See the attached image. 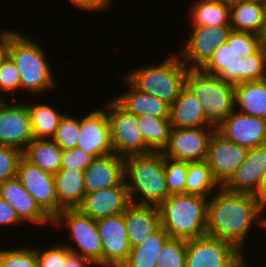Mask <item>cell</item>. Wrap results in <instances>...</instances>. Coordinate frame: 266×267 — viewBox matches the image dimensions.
Returning a JSON list of instances; mask_svg holds the SVG:
<instances>
[{
	"label": "cell",
	"mask_w": 266,
	"mask_h": 267,
	"mask_svg": "<svg viewBox=\"0 0 266 267\" xmlns=\"http://www.w3.org/2000/svg\"><path fill=\"white\" fill-rule=\"evenodd\" d=\"M263 215L255 195L233 193L220 187L208 198L206 234L230 242L243 252L255 224L265 229Z\"/></svg>",
	"instance_id": "1"
},
{
	"label": "cell",
	"mask_w": 266,
	"mask_h": 267,
	"mask_svg": "<svg viewBox=\"0 0 266 267\" xmlns=\"http://www.w3.org/2000/svg\"><path fill=\"white\" fill-rule=\"evenodd\" d=\"M164 161L161 151L123 158L124 181L132 203L159 206L169 196Z\"/></svg>",
	"instance_id": "2"
},
{
	"label": "cell",
	"mask_w": 266,
	"mask_h": 267,
	"mask_svg": "<svg viewBox=\"0 0 266 267\" xmlns=\"http://www.w3.org/2000/svg\"><path fill=\"white\" fill-rule=\"evenodd\" d=\"M20 33L10 29L9 57L19 71L21 90L36 96L54 89L56 79L45 51L37 40Z\"/></svg>",
	"instance_id": "3"
},
{
	"label": "cell",
	"mask_w": 266,
	"mask_h": 267,
	"mask_svg": "<svg viewBox=\"0 0 266 267\" xmlns=\"http://www.w3.org/2000/svg\"><path fill=\"white\" fill-rule=\"evenodd\" d=\"M208 198L194 194L169 195L159 206L161 227L170 238L190 240L206 234Z\"/></svg>",
	"instance_id": "4"
},
{
	"label": "cell",
	"mask_w": 266,
	"mask_h": 267,
	"mask_svg": "<svg viewBox=\"0 0 266 267\" xmlns=\"http://www.w3.org/2000/svg\"><path fill=\"white\" fill-rule=\"evenodd\" d=\"M170 55L158 64L131 69L125 78L139 91L171 105L185 86L189 68L182 62L177 52Z\"/></svg>",
	"instance_id": "5"
},
{
	"label": "cell",
	"mask_w": 266,
	"mask_h": 267,
	"mask_svg": "<svg viewBox=\"0 0 266 267\" xmlns=\"http://www.w3.org/2000/svg\"><path fill=\"white\" fill-rule=\"evenodd\" d=\"M185 86L203 106L206 120L217 128L234 110L235 85L200 69H189Z\"/></svg>",
	"instance_id": "6"
},
{
	"label": "cell",
	"mask_w": 266,
	"mask_h": 267,
	"mask_svg": "<svg viewBox=\"0 0 266 267\" xmlns=\"http://www.w3.org/2000/svg\"><path fill=\"white\" fill-rule=\"evenodd\" d=\"M52 227H65L72 241V244L65 246L91 261L96 267H102V246L96 220L79 209H64L52 220Z\"/></svg>",
	"instance_id": "7"
},
{
	"label": "cell",
	"mask_w": 266,
	"mask_h": 267,
	"mask_svg": "<svg viewBox=\"0 0 266 267\" xmlns=\"http://www.w3.org/2000/svg\"><path fill=\"white\" fill-rule=\"evenodd\" d=\"M106 102L103 107L110 122L111 144L114 154L125 158L152 152L145 144L142 133L138 129L137 116L128 113L113 97Z\"/></svg>",
	"instance_id": "8"
},
{
	"label": "cell",
	"mask_w": 266,
	"mask_h": 267,
	"mask_svg": "<svg viewBox=\"0 0 266 267\" xmlns=\"http://www.w3.org/2000/svg\"><path fill=\"white\" fill-rule=\"evenodd\" d=\"M243 256L232 243L207 234L186 240L185 267H235Z\"/></svg>",
	"instance_id": "9"
},
{
	"label": "cell",
	"mask_w": 266,
	"mask_h": 267,
	"mask_svg": "<svg viewBox=\"0 0 266 267\" xmlns=\"http://www.w3.org/2000/svg\"><path fill=\"white\" fill-rule=\"evenodd\" d=\"M16 177L40 208L53 220L63 209L58 205L55 193L54 174L20 158Z\"/></svg>",
	"instance_id": "10"
},
{
	"label": "cell",
	"mask_w": 266,
	"mask_h": 267,
	"mask_svg": "<svg viewBox=\"0 0 266 267\" xmlns=\"http://www.w3.org/2000/svg\"><path fill=\"white\" fill-rule=\"evenodd\" d=\"M191 34L178 55L189 69H199L214 50L226 43L232 28L230 25L191 27Z\"/></svg>",
	"instance_id": "11"
},
{
	"label": "cell",
	"mask_w": 266,
	"mask_h": 267,
	"mask_svg": "<svg viewBox=\"0 0 266 267\" xmlns=\"http://www.w3.org/2000/svg\"><path fill=\"white\" fill-rule=\"evenodd\" d=\"M214 127L172 128L163 156L178 161H206L209 140Z\"/></svg>",
	"instance_id": "12"
},
{
	"label": "cell",
	"mask_w": 266,
	"mask_h": 267,
	"mask_svg": "<svg viewBox=\"0 0 266 267\" xmlns=\"http://www.w3.org/2000/svg\"><path fill=\"white\" fill-rule=\"evenodd\" d=\"M249 149L226 139L217 130L209 140L206 162L220 187H223L245 161Z\"/></svg>",
	"instance_id": "13"
},
{
	"label": "cell",
	"mask_w": 266,
	"mask_h": 267,
	"mask_svg": "<svg viewBox=\"0 0 266 267\" xmlns=\"http://www.w3.org/2000/svg\"><path fill=\"white\" fill-rule=\"evenodd\" d=\"M8 100V101H7ZM0 100V146L24 151L34 139L26 103Z\"/></svg>",
	"instance_id": "14"
},
{
	"label": "cell",
	"mask_w": 266,
	"mask_h": 267,
	"mask_svg": "<svg viewBox=\"0 0 266 267\" xmlns=\"http://www.w3.org/2000/svg\"><path fill=\"white\" fill-rule=\"evenodd\" d=\"M102 246V267H121L130 252L124 213L96 220Z\"/></svg>",
	"instance_id": "15"
},
{
	"label": "cell",
	"mask_w": 266,
	"mask_h": 267,
	"mask_svg": "<svg viewBox=\"0 0 266 267\" xmlns=\"http://www.w3.org/2000/svg\"><path fill=\"white\" fill-rule=\"evenodd\" d=\"M77 147L95 158L114 154L110 122L105 109L100 107L80 118V136Z\"/></svg>",
	"instance_id": "16"
},
{
	"label": "cell",
	"mask_w": 266,
	"mask_h": 267,
	"mask_svg": "<svg viewBox=\"0 0 266 267\" xmlns=\"http://www.w3.org/2000/svg\"><path fill=\"white\" fill-rule=\"evenodd\" d=\"M216 130L229 141L248 149L266 144V120L260 117L233 110Z\"/></svg>",
	"instance_id": "17"
},
{
	"label": "cell",
	"mask_w": 266,
	"mask_h": 267,
	"mask_svg": "<svg viewBox=\"0 0 266 267\" xmlns=\"http://www.w3.org/2000/svg\"><path fill=\"white\" fill-rule=\"evenodd\" d=\"M131 203L126 183L100 191L86 193L82 204L77 208L94 220L119 215Z\"/></svg>",
	"instance_id": "18"
},
{
	"label": "cell",
	"mask_w": 266,
	"mask_h": 267,
	"mask_svg": "<svg viewBox=\"0 0 266 267\" xmlns=\"http://www.w3.org/2000/svg\"><path fill=\"white\" fill-rule=\"evenodd\" d=\"M0 197L14 208L22 223L30 222L40 227L52 226V219L40 208L16 176L0 184Z\"/></svg>",
	"instance_id": "19"
},
{
	"label": "cell",
	"mask_w": 266,
	"mask_h": 267,
	"mask_svg": "<svg viewBox=\"0 0 266 267\" xmlns=\"http://www.w3.org/2000/svg\"><path fill=\"white\" fill-rule=\"evenodd\" d=\"M266 174V144L250 148L245 161L223 186L233 193L255 195Z\"/></svg>",
	"instance_id": "20"
},
{
	"label": "cell",
	"mask_w": 266,
	"mask_h": 267,
	"mask_svg": "<svg viewBox=\"0 0 266 267\" xmlns=\"http://www.w3.org/2000/svg\"><path fill=\"white\" fill-rule=\"evenodd\" d=\"M124 220L130 248L142 244L161 227L159 209L155 205L131 202L124 212Z\"/></svg>",
	"instance_id": "21"
},
{
	"label": "cell",
	"mask_w": 266,
	"mask_h": 267,
	"mask_svg": "<svg viewBox=\"0 0 266 267\" xmlns=\"http://www.w3.org/2000/svg\"><path fill=\"white\" fill-rule=\"evenodd\" d=\"M124 180L123 158L116 154L97 157L84 170L86 193L119 185Z\"/></svg>",
	"instance_id": "22"
},
{
	"label": "cell",
	"mask_w": 266,
	"mask_h": 267,
	"mask_svg": "<svg viewBox=\"0 0 266 267\" xmlns=\"http://www.w3.org/2000/svg\"><path fill=\"white\" fill-rule=\"evenodd\" d=\"M169 121L172 128L213 127L206 120L202 104L186 86L170 105Z\"/></svg>",
	"instance_id": "23"
},
{
	"label": "cell",
	"mask_w": 266,
	"mask_h": 267,
	"mask_svg": "<svg viewBox=\"0 0 266 267\" xmlns=\"http://www.w3.org/2000/svg\"><path fill=\"white\" fill-rule=\"evenodd\" d=\"M266 21V1L241 0L230 4L232 31L262 35Z\"/></svg>",
	"instance_id": "24"
},
{
	"label": "cell",
	"mask_w": 266,
	"mask_h": 267,
	"mask_svg": "<svg viewBox=\"0 0 266 267\" xmlns=\"http://www.w3.org/2000/svg\"><path fill=\"white\" fill-rule=\"evenodd\" d=\"M124 82L127 83L129 89L124 93L113 96V99L128 113L135 116L149 115L161 119H169L170 105L165 101L139 91L126 78Z\"/></svg>",
	"instance_id": "25"
},
{
	"label": "cell",
	"mask_w": 266,
	"mask_h": 267,
	"mask_svg": "<svg viewBox=\"0 0 266 267\" xmlns=\"http://www.w3.org/2000/svg\"><path fill=\"white\" fill-rule=\"evenodd\" d=\"M55 193L58 205L64 209H77L86 194L84 171L60 169L54 174Z\"/></svg>",
	"instance_id": "26"
},
{
	"label": "cell",
	"mask_w": 266,
	"mask_h": 267,
	"mask_svg": "<svg viewBox=\"0 0 266 267\" xmlns=\"http://www.w3.org/2000/svg\"><path fill=\"white\" fill-rule=\"evenodd\" d=\"M234 110L266 120V79L235 85Z\"/></svg>",
	"instance_id": "27"
},
{
	"label": "cell",
	"mask_w": 266,
	"mask_h": 267,
	"mask_svg": "<svg viewBox=\"0 0 266 267\" xmlns=\"http://www.w3.org/2000/svg\"><path fill=\"white\" fill-rule=\"evenodd\" d=\"M22 156L41 170L55 174L61 167L62 149L52 139H33Z\"/></svg>",
	"instance_id": "28"
},
{
	"label": "cell",
	"mask_w": 266,
	"mask_h": 267,
	"mask_svg": "<svg viewBox=\"0 0 266 267\" xmlns=\"http://www.w3.org/2000/svg\"><path fill=\"white\" fill-rule=\"evenodd\" d=\"M188 14L191 27L230 24V4L224 0H197Z\"/></svg>",
	"instance_id": "29"
},
{
	"label": "cell",
	"mask_w": 266,
	"mask_h": 267,
	"mask_svg": "<svg viewBox=\"0 0 266 267\" xmlns=\"http://www.w3.org/2000/svg\"><path fill=\"white\" fill-rule=\"evenodd\" d=\"M32 104V105H31ZM34 139H52L65 112L44 103H27ZM59 110V111H58Z\"/></svg>",
	"instance_id": "30"
},
{
	"label": "cell",
	"mask_w": 266,
	"mask_h": 267,
	"mask_svg": "<svg viewBox=\"0 0 266 267\" xmlns=\"http://www.w3.org/2000/svg\"><path fill=\"white\" fill-rule=\"evenodd\" d=\"M169 238L168 232L160 227L142 244L130 249L121 267H156L159 252Z\"/></svg>",
	"instance_id": "31"
},
{
	"label": "cell",
	"mask_w": 266,
	"mask_h": 267,
	"mask_svg": "<svg viewBox=\"0 0 266 267\" xmlns=\"http://www.w3.org/2000/svg\"><path fill=\"white\" fill-rule=\"evenodd\" d=\"M186 178L185 194H194L209 198L212 193L220 188L206 161L188 162Z\"/></svg>",
	"instance_id": "32"
},
{
	"label": "cell",
	"mask_w": 266,
	"mask_h": 267,
	"mask_svg": "<svg viewBox=\"0 0 266 267\" xmlns=\"http://www.w3.org/2000/svg\"><path fill=\"white\" fill-rule=\"evenodd\" d=\"M138 129L141 131L145 144L152 151H161L169 141L171 124L169 119L156 118L149 115L137 116Z\"/></svg>",
	"instance_id": "33"
},
{
	"label": "cell",
	"mask_w": 266,
	"mask_h": 267,
	"mask_svg": "<svg viewBox=\"0 0 266 267\" xmlns=\"http://www.w3.org/2000/svg\"><path fill=\"white\" fill-rule=\"evenodd\" d=\"M266 79V48L261 45L254 53L241 59V83Z\"/></svg>",
	"instance_id": "34"
},
{
	"label": "cell",
	"mask_w": 266,
	"mask_h": 267,
	"mask_svg": "<svg viewBox=\"0 0 266 267\" xmlns=\"http://www.w3.org/2000/svg\"><path fill=\"white\" fill-rule=\"evenodd\" d=\"M79 136L80 119L65 113L52 140L64 150L77 147Z\"/></svg>",
	"instance_id": "35"
},
{
	"label": "cell",
	"mask_w": 266,
	"mask_h": 267,
	"mask_svg": "<svg viewBox=\"0 0 266 267\" xmlns=\"http://www.w3.org/2000/svg\"><path fill=\"white\" fill-rule=\"evenodd\" d=\"M186 240L169 238L159 252L156 267H185Z\"/></svg>",
	"instance_id": "36"
},
{
	"label": "cell",
	"mask_w": 266,
	"mask_h": 267,
	"mask_svg": "<svg viewBox=\"0 0 266 267\" xmlns=\"http://www.w3.org/2000/svg\"><path fill=\"white\" fill-rule=\"evenodd\" d=\"M0 267H39L35 248L25 245L0 249Z\"/></svg>",
	"instance_id": "37"
},
{
	"label": "cell",
	"mask_w": 266,
	"mask_h": 267,
	"mask_svg": "<svg viewBox=\"0 0 266 267\" xmlns=\"http://www.w3.org/2000/svg\"><path fill=\"white\" fill-rule=\"evenodd\" d=\"M165 179L169 195L184 194L188 162L165 157Z\"/></svg>",
	"instance_id": "38"
},
{
	"label": "cell",
	"mask_w": 266,
	"mask_h": 267,
	"mask_svg": "<svg viewBox=\"0 0 266 267\" xmlns=\"http://www.w3.org/2000/svg\"><path fill=\"white\" fill-rule=\"evenodd\" d=\"M226 42L231 46L232 56L242 59L261 46V36L249 32L232 31Z\"/></svg>",
	"instance_id": "39"
},
{
	"label": "cell",
	"mask_w": 266,
	"mask_h": 267,
	"mask_svg": "<svg viewBox=\"0 0 266 267\" xmlns=\"http://www.w3.org/2000/svg\"><path fill=\"white\" fill-rule=\"evenodd\" d=\"M232 55L231 46L227 42L220 44L199 69L206 74L218 76L223 70H229V64L235 60Z\"/></svg>",
	"instance_id": "40"
},
{
	"label": "cell",
	"mask_w": 266,
	"mask_h": 267,
	"mask_svg": "<svg viewBox=\"0 0 266 267\" xmlns=\"http://www.w3.org/2000/svg\"><path fill=\"white\" fill-rule=\"evenodd\" d=\"M19 89L21 90L19 71L13 60L8 56L0 64V100H4L3 94L16 93Z\"/></svg>",
	"instance_id": "41"
},
{
	"label": "cell",
	"mask_w": 266,
	"mask_h": 267,
	"mask_svg": "<svg viewBox=\"0 0 266 267\" xmlns=\"http://www.w3.org/2000/svg\"><path fill=\"white\" fill-rule=\"evenodd\" d=\"M22 152L9 146H0V184L17 174V167Z\"/></svg>",
	"instance_id": "42"
},
{
	"label": "cell",
	"mask_w": 266,
	"mask_h": 267,
	"mask_svg": "<svg viewBox=\"0 0 266 267\" xmlns=\"http://www.w3.org/2000/svg\"><path fill=\"white\" fill-rule=\"evenodd\" d=\"M52 246V244L49 245L45 250L41 247L35 248L39 267H63L67 257V247L64 243Z\"/></svg>",
	"instance_id": "43"
},
{
	"label": "cell",
	"mask_w": 266,
	"mask_h": 267,
	"mask_svg": "<svg viewBox=\"0 0 266 267\" xmlns=\"http://www.w3.org/2000/svg\"><path fill=\"white\" fill-rule=\"evenodd\" d=\"M95 157L84 152L78 147L62 150V162L60 169H87Z\"/></svg>",
	"instance_id": "44"
},
{
	"label": "cell",
	"mask_w": 266,
	"mask_h": 267,
	"mask_svg": "<svg viewBox=\"0 0 266 267\" xmlns=\"http://www.w3.org/2000/svg\"><path fill=\"white\" fill-rule=\"evenodd\" d=\"M21 225L22 222L15 213L14 208L0 197V226Z\"/></svg>",
	"instance_id": "45"
},
{
	"label": "cell",
	"mask_w": 266,
	"mask_h": 267,
	"mask_svg": "<svg viewBox=\"0 0 266 267\" xmlns=\"http://www.w3.org/2000/svg\"><path fill=\"white\" fill-rule=\"evenodd\" d=\"M218 77L226 83L237 85L241 83V59L236 58L229 64V70H223Z\"/></svg>",
	"instance_id": "46"
},
{
	"label": "cell",
	"mask_w": 266,
	"mask_h": 267,
	"mask_svg": "<svg viewBox=\"0 0 266 267\" xmlns=\"http://www.w3.org/2000/svg\"><path fill=\"white\" fill-rule=\"evenodd\" d=\"M71 4H74L76 8H79L83 11L88 12H101V10L106 12L109 10L110 5L106 0H70Z\"/></svg>",
	"instance_id": "47"
},
{
	"label": "cell",
	"mask_w": 266,
	"mask_h": 267,
	"mask_svg": "<svg viewBox=\"0 0 266 267\" xmlns=\"http://www.w3.org/2000/svg\"><path fill=\"white\" fill-rule=\"evenodd\" d=\"M96 267L91 261L80 254L70 251L67 248V257L63 267Z\"/></svg>",
	"instance_id": "48"
},
{
	"label": "cell",
	"mask_w": 266,
	"mask_h": 267,
	"mask_svg": "<svg viewBox=\"0 0 266 267\" xmlns=\"http://www.w3.org/2000/svg\"><path fill=\"white\" fill-rule=\"evenodd\" d=\"M10 29L0 32V64L9 56Z\"/></svg>",
	"instance_id": "49"
},
{
	"label": "cell",
	"mask_w": 266,
	"mask_h": 267,
	"mask_svg": "<svg viewBox=\"0 0 266 267\" xmlns=\"http://www.w3.org/2000/svg\"><path fill=\"white\" fill-rule=\"evenodd\" d=\"M255 197L259 203L261 210L266 215V174L261 186L259 187L258 191L255 194Z\"/></svg>",
	"instance_id": "50"
},
{
	"label": "cell",
	"mask_w": 266,
	"mask_h": 267,
	"mask_svg": "<svg viewBox=\"0 0 266 267\" xmlns=\"http://www.w3.org/2000/svg\"><path fill=\"white\" fill-rule=\"evenodd\" d=\"M261 45H263L266 48V21H265V28L261 35Z\"/></svg>",
	"instance_id": "51"
},
{
	"label": "cell",
	"mask_w": 266,
	"mask_h": 267,
	"mask_svg": "<svg viewBox=\"0 0 266 267\" xmlns=\"http://www.w3.org/2000/svg\"><path fill=\"white\" fill-rule=\"evenodd\" d=\"M247 260H245V258L235 267H249L250 265H247Z\"/></svg>",
	"instance_id": "52"
},
{
	"label": "cell",
	"mask_w": 266,
	"mask_h": 267,
	"mask_svg": "<svg viewBox=\"0 0 266 267\" xmlns=\"http://www.w3.org/2000/svg\"><path fill=\"white\" fill-rule=\"evenodd\" d=\"M224 1L227 2V3H229V4H231L233 2H237V1H241V0H224Z\"/></svg>",
	"instance_id": "53"
},
{
	"label": "cell",
	"mask_w": 266,
	"mask_h": 267,
	"mask_svg": "<svg viewBox=\"0 0 266 267\" xmlns=\"http://www.w3.org/2000/svg\"><path fill=\"white\" fill-rule=\"evenodd\" d=\"M106 1L111 5L113 0H106Z\"/></svg>",
	"instance_id": "54"
}]
</instances>
